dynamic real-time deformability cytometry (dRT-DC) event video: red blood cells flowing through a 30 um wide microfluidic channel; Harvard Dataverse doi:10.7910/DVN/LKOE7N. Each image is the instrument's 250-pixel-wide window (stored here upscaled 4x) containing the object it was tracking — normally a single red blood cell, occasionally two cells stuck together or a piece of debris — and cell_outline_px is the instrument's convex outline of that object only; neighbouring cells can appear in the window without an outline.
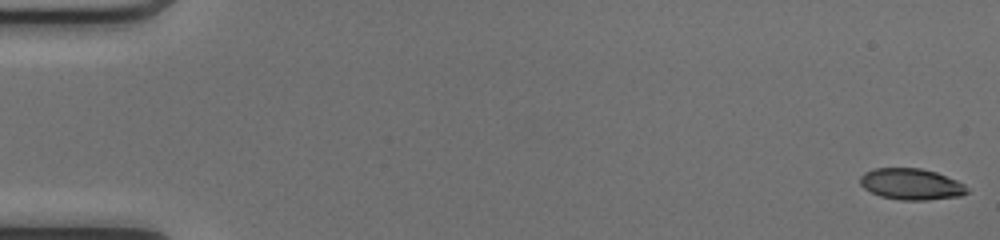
{"species": "common noctule bat (a hibernating species)", "species_latin": "Nyctalus noctula", "temperature_condition": "cold", "stored_images_in_passage": 50, "camera_frame_rate_fps": 3000, "um_per_image_px": 0.085, "animal": {"sex": "female", "body_mass_g": 17.0, "forearm_length_mm": 48.0}, "frame": {"image": 1, "passage_image": 1, "time_ms": 0.0, "image_size_px": [1000, 240], "cell_outline_px": [[968, 192], [960, 196], [928, 200], [900, 200], [880, 196], [864, 188], [860, 184], [860, 176], [864, 172], [876, 168], [920, 168], [936, 172], [956, 180], [964, 184], [968, 188]], "centroid_in_image_um": [77.45, 15.65], "position_along_channel_um": 7.5, "area_um2": 19.48}}
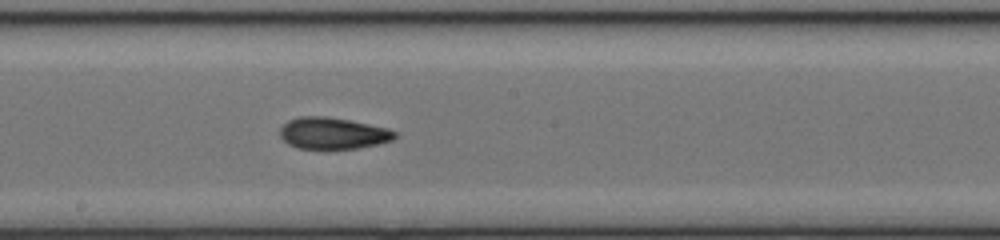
{"frame": {"image": 2, "passage_image": 28, "time_ms": 9.0, "image_size_px": [1000, 240], "cell_outline_px": [[396, 136], [392, 140], [380, 144], [360, 148], [296, 148], [288, 144], [280, 136], [280, 128], [288, 120], [300, 116], [324, 116], [348, 120], [388, 128], [396, 132]], "centroid_in_image_um": [28.29, 11.33], "position_along_channel_um": 219.9, "area_um2": 21.04}}
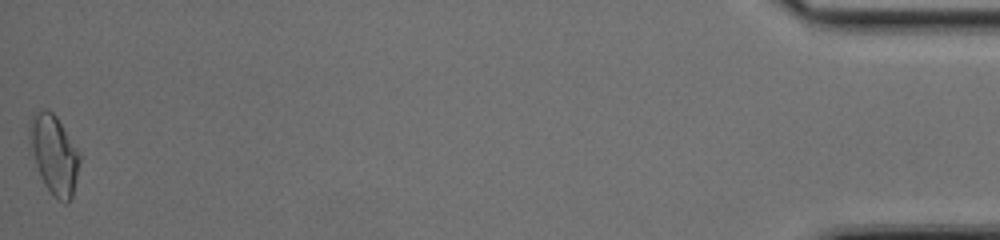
{"frame": {"image": 3, "passage_image": 50, "time_ms": 16.333, "image_size_px": [1000, 240], "cell_outline_px": [[80, 160], [72, 196], [68, 204], [64, 204], [56, 200], [44, 184], [28, 152], [28, 120], [32, 112], [40, 108], [48, 108], [56, 116], [80, 152]], "centroid_in_image_um": [4.52, 13.09], "position_along_channel_um": 430.7, "area_um2": 24.04}, "authors_computed_cell_mechanics": {"area_um2": 20.8369, "velocity_mm_per_s": 4.2111, "shape_relaxation_time_tau1_ms": 10.6214, "shape_relaxation_time_tau2_ms": 2.5691, "deformation_change_tau1": 0.2833, "deformation_change_tau2": 0.0824}}